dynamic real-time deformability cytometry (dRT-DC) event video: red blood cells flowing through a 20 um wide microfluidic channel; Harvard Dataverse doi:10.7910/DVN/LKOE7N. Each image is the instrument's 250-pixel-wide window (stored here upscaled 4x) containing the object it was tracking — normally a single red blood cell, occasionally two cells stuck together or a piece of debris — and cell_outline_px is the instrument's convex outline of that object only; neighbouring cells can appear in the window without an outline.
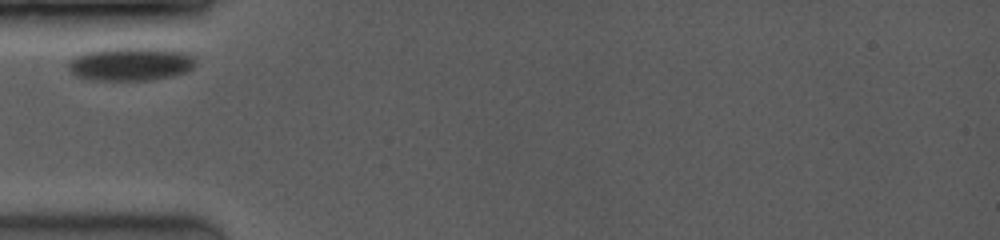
{"species": "common noctule bat (a hibernating species)", "species_latin": "Nyctalus noctula", "temperature_condition": "room temperature", "stored_images_in_passage": 23, "camera_frame_rate_fps": 3500, "um_per_image_px": 0.085, "animal": {"sex": "female", "body_mass_g": 19.0, "forearm_length_mm": 53.3}, "frame": {"image": 1, "passage_image": 1, "time_ms": 0.0, "image_size_px": [1000, 240], "cell_outline_px": [[196, 64], [188, 72], [172, 76], [152, 80], [92, 80], [76, 76], [68, 68], [68, 64], [72, 56], [84, 52], [104, 48], [164, 48], [188, 52], [196, 56]], "centroid_in_image_um": [11.15, 5.42], "position_along_channel_um": 73.9, "area_um2": 25.37}}
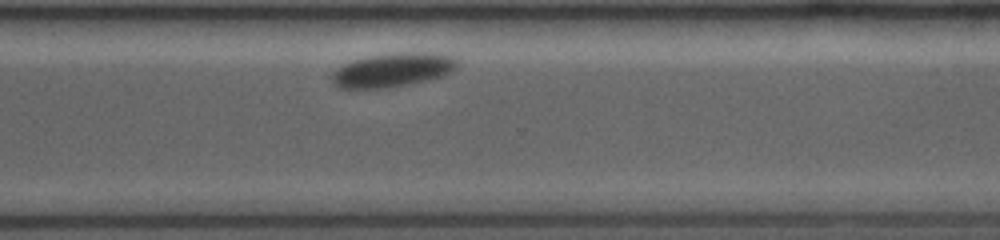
{"frame": {"image": 2, "passage_image": 19, "time_ms": 7.714, "image_size_px": [1000, 240], "cell_outline_px": [[460, 64], [452, 72], [444, 76], [408, 84], [388, 88], [340, 88], [332, 84], [332, 72], [336, 68], [344, 64], [356, 60], [372, 56], [396, 52], [444, 52], [460, 60]], "centroid_in_image_um": [33.47, 5.93], "position_along_channel_um": 337.1, "area_um2": 25.14}}
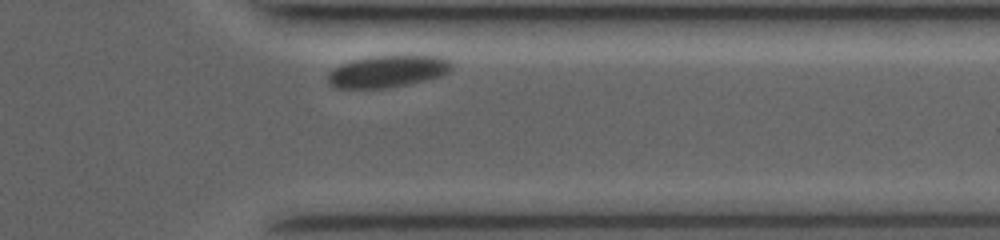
{"frame": {"image": 3, "passage_image": 22, "time_ms": 8.857, "image_size_px": [1000, 240], "cell_outline_px": [[452, 68], [448, 72], [440, 76], [408, 84], [388, 88], [332, 88], [328, 84], [328, 76], [340, 64], [352, 60], [372, 56], [440, 56], [448, 60], [452, 64]], "centroid_in_image_um": [32.93, 6.07], "position_along_channel_um": 378.5, "area_um2": 22.83}}